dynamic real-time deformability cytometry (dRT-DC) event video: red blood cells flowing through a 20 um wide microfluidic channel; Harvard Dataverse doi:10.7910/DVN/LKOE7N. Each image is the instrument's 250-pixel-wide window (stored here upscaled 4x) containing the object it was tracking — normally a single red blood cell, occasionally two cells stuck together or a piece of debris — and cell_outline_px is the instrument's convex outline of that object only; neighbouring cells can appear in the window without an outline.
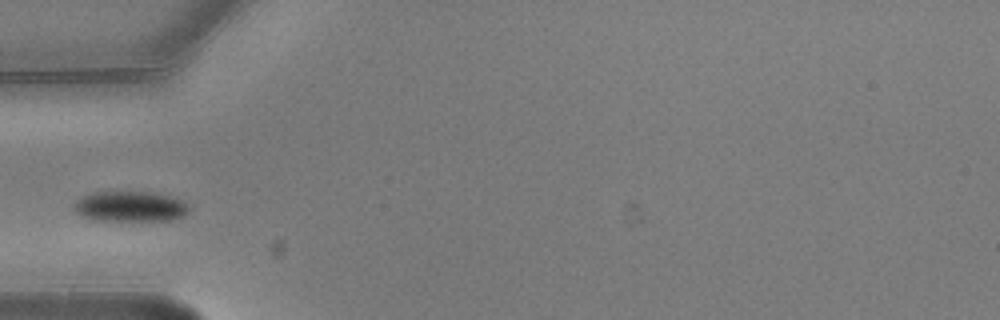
{"species": "common noctule bat (a hibernating species)", "species_latin": "Nyctalus noctula", "temperature_condition": "warm", "stored_images_in_passage": 7, "camera_frame_rate_fps": 3000, "um_per_image_px": 0.085, "animal": {"sex": "male", "body_mass_g": 20.5, "forearm_length_mm": 52.5}, "frame": {"image": 1, "passage_image": 2, "time_ms": 0.333, "image_size_px": [1000, 320], "cell_outline_px": [[192, 208], [184, 216], [172, 220], [92, 220], [80, 216], [72, 208], [72, 204], [76, 200], [92, 192], [152, 192], [184, 200]], "centroid_in_image_um": [11.07, 17.55], "position_along_channel_um": 73.9, "area_um2": 20.63}}
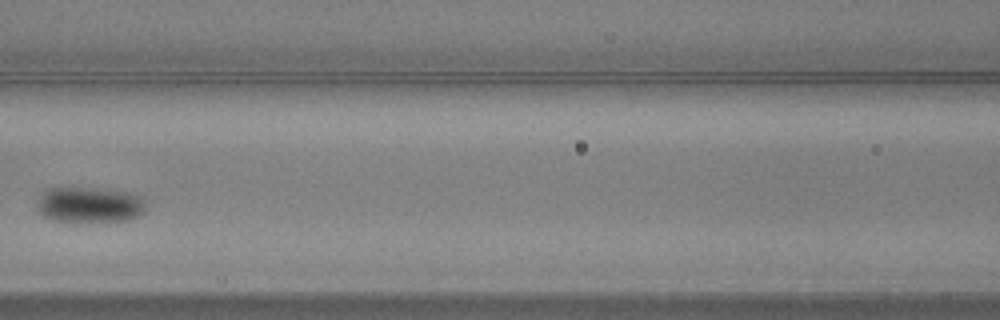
{"frame": {"image": 2, "passage_image": 4, "time_ms": 1.0, "image_size_px": [1000, 320], "cell_outline_px": [[144, 212], [140, 216], [128, 220], [52, 220], [44, 216], [40, 212], [40, 196], [48, 188], [104, 188], [124, 192], [140, 196], [144, 200]], "centroid_in_image_um": [7.66, 17.38], "position_along_channel_um": 158.9, "area_um2": 21.91}}
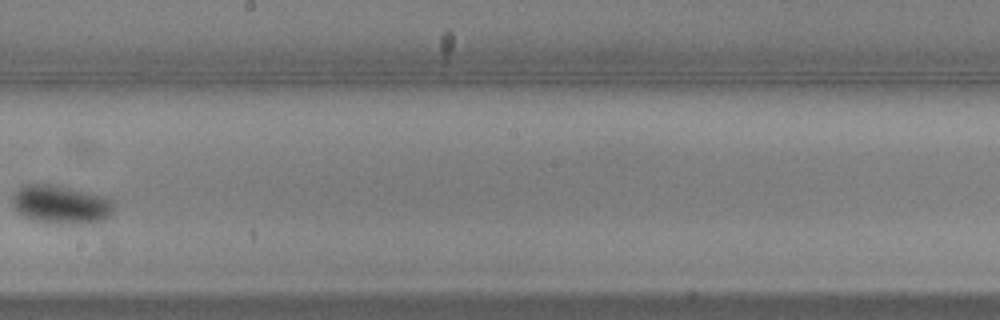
{"frame": {"image": 3, "passage_image": 6, "time_ms": 1.667, "image_size_px": [1000, 320], "cell_outline_px": [[116, 208], [104, 220], [80, 224], [72, 224], [32, 220], [16, 212], [12, 208], [12, 196], [24, 184], [56, 184], [104, 196], [112, 200], [116, 204]], "centroid_in_image_um": [5.18, 17.37], "position_along_channel_um": 243.0, "area_um2": 23.0}}